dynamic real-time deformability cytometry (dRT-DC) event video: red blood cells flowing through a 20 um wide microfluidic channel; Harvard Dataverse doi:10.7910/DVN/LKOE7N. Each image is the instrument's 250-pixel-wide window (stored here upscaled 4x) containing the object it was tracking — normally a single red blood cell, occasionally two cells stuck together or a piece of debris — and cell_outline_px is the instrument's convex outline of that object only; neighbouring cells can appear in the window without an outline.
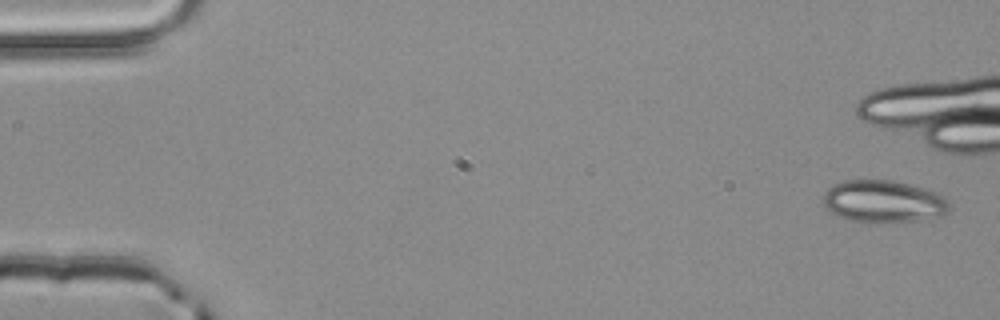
{"species": "common noctule bat (a hibernating species)", "species_latin": "Nyctalus noctula", "temperature_condition": "room temperature", "stored_images_in_passage": 6, "camera_frame_rate_fps": 3000, "um_per_image_px": 0.085, "animal": {"sex": "male", "body_mass_g": 20.4}, "frame": {"image": 1, "passage_image": 1, "time_ms": 0.0, "image_size_px": [1000, 320], "cell_outline_px": [[952, 204], [944, 212], [936, 216], [920, 220], [884, 224], [852, 220], [840, 216], [824, 208], [824, 192], [832, 184], [844, 180], [892, 180], [924, 188], [936, 192], [944, 196]], "centroid_in_image_um": [75.08, 17.12], "position_along_channel_um": 9.9, "area_um2": 31.21}}